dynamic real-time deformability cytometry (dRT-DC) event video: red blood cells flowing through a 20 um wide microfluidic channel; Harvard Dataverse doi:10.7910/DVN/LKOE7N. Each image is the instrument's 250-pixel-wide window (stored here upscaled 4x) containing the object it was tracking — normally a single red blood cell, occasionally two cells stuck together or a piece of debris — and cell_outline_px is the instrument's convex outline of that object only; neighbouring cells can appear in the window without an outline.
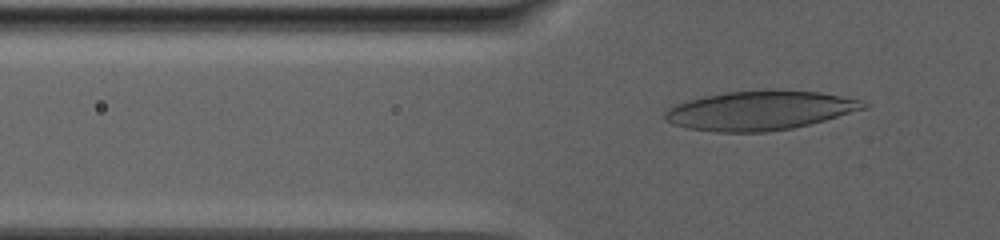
{"species": "human", "species_latin": "Homo sapiens", "temperature_condition": "warm", "stored_images_in_passage": 72, "camera_frame_rate_fps": 3000, "um_per_image_px": 0.085, "donor": {"sex": "male"}, "frame": {"image": 1, "passage_image": 16, "time_ms": 5.0, "image_size_px": [1000, 240], "cell_outline_px": [[872, 104], [868, 108], [824, 120], [792, 128], [764, 132], [716, 132], [688, 128], [672, 124], [664, 120], [664, 112], [668, 108], [676, 104], [688, 100], [704, 96], [724, 92], [764, 88], [772, 88], [820, 92], [864, 100]], "centroid_in_image_um": [64.62, 9.36], "position_along_channel_um": 61.2, "area_um2": 46.18}}
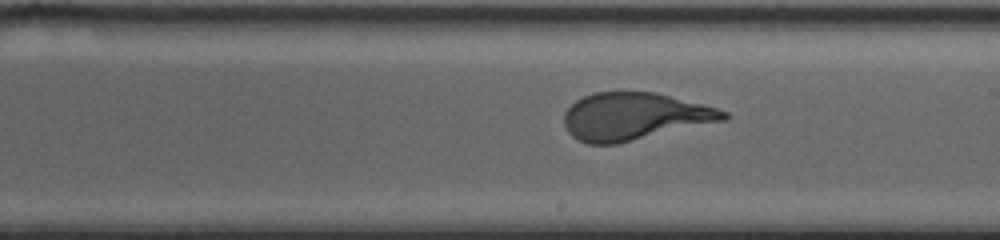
{"frame": {"image": 2, "passage_image": 39, "time_ms": 12.667, "image_size_px": [1000, 240], "cell_outline_px": [[728, 120], [616, 144], [588, 144], [572, 136], [568, 132], [564, 124], [564, 112], [576, 100], [592, 92], [656, 92], [716, 108], [728, 112]], "centroid_in_image_um": [53.92, 9.9], "position_along_channel_um": 235.1, "area_um2": 43.99}}
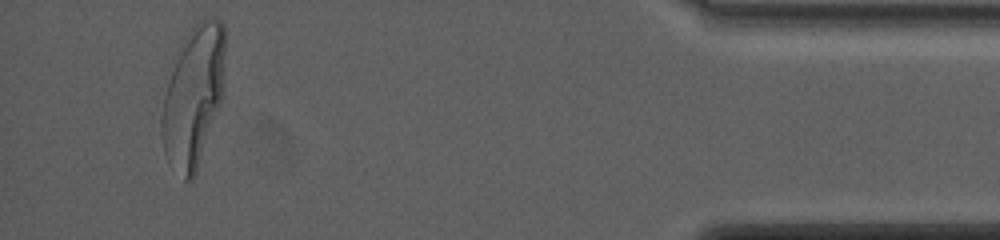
{"frame": {"image": 3, "passage_image": 68, "time_ms": 22.333, "image_size_px": [1000, 240], "cell_outline_px": [[224, 96], [196, 176], [192, 180], [184, 180], [164, 152], [160, 132], [160, 116], [172, 56], [184, 36], [200, 20], [212, 16], [216, 16], [224, 24]], "centroid_in_image_um": [16.44, 8.14], "position_along_channel_um": 418.8, "area_um2": 53.29}}